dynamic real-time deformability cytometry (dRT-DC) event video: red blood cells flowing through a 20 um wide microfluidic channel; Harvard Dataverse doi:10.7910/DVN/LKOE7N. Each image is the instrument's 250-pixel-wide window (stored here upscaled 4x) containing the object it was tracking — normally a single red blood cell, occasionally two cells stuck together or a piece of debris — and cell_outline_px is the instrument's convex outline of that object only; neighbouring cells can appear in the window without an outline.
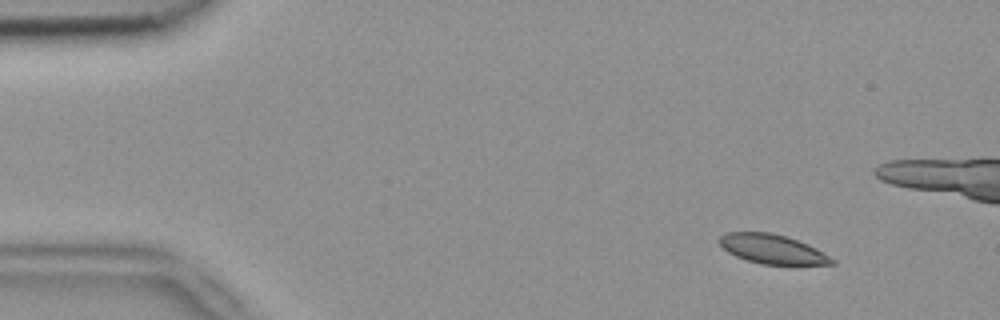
{"species": "common noctule bat (a hibernating species)", "species_latin": "Nyctalus noctula", "temperature_condition": "room temperature", "stored_images_in_passage": 4, "camera_frame_rate_fps": 3000, "um_per_image_px": 0.085, "animal": {"sex": "female", "body_mass_g": 18.4}, "frame": {"image": 1, "passage_image": 1, "time_ms": 0.0, "image_size_px": [1000, 320], "cell_outline_px": [[836, 264], [760, 264], [736, 256], [728, 252], [716, 240], [720, 236], [728, 232], [768, 232], [784, 236], [808, 244], [816, 248], [836, 260]], "centroid_in_image_um": [65.63, 21.17], "position_along_channel_um": 19.4, "area_um2": 19.02}}